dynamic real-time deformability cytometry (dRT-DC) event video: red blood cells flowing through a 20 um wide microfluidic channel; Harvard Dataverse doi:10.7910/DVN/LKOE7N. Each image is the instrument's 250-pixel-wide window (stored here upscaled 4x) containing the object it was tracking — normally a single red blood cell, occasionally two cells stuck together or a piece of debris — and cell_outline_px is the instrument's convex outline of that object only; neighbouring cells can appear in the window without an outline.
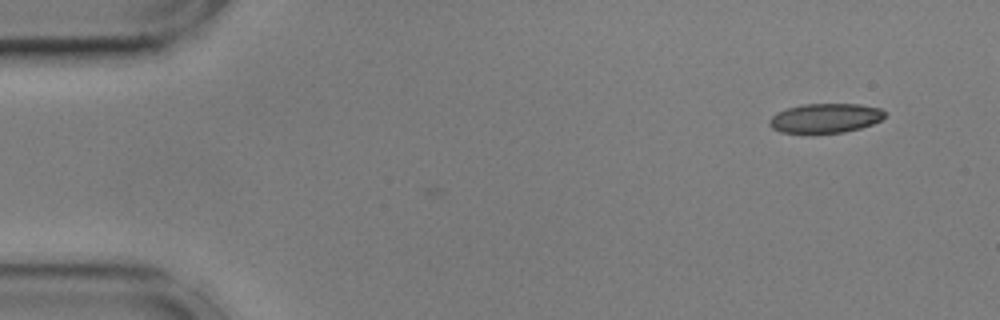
{"species": "common noctule bat (a hibernating species)", "species_latin": "Nyctalus noctula", "temperature_condition": "cold", "stored_images_in_passage": 9, "camera_frame_rate_fps": 3000, "um_per_image_px": 0.085, "animal": {"sex": "male", "body_mass_g": 17.9, "forearm_length_mm": 54.2}, "frame": {"image": 1, "passage_image": 9, "time_ms": 2.667, "image_size_px": [1000, 320], "cell_outline_px": [[884, 116], [880, 120], [872, 124], [860, 128], [844, 132], [780, 132], [772, 128], [768, 124], [768, 120], [776, 112], [788, 108], [804, 104], [860, 104], [880, 108], [884, 112]], "centroid_in_image_um": [70.13, 10.03], "position_along_channel_um": 14.9, "area_um2": 19.54}}